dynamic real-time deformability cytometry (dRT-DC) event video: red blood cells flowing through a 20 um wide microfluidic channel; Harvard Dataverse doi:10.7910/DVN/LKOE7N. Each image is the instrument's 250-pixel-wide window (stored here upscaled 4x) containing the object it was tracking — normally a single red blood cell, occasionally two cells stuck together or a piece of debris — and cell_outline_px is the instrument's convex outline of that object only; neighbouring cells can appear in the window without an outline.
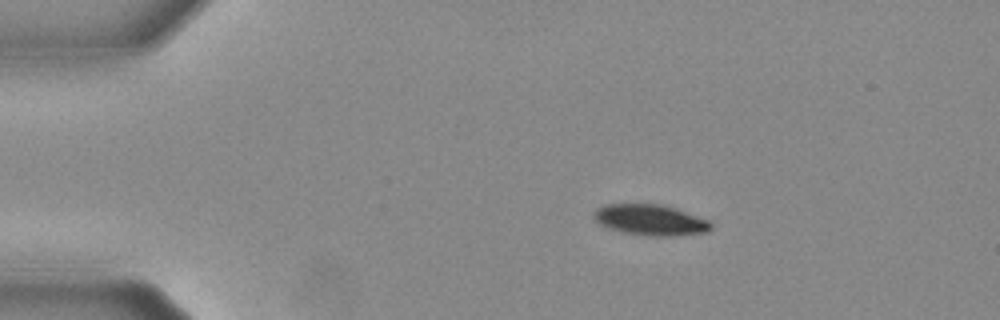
{"species": "Egyptian fruit bat (a non-hibernating species)", "species_latin": "Rousettus aegyptiacus", "temperature_condition": "warm", "stored_images_in_passage": 24, "camera_frame_rate_fps": 3000, "um_per_image_px": 0.085, "animal": {"sex": "female"}, "frame": {"image": 1, "passage_image": 1, "time_ms": 0.0, "image_size_px": [1000, 320], "cell_outline_px": [[712, 228], [708, 232], [668, 236], [648, 236], [624, 232], [600, 224], [592, 216], [596, 208], [604, 204], [664, 204], [676, 208], [708, 220], [712, 224]], "centroid_in_image_um": [55.29, 18.68], "position_along_channel_um": 29.7, "area_um2": 20.98}}
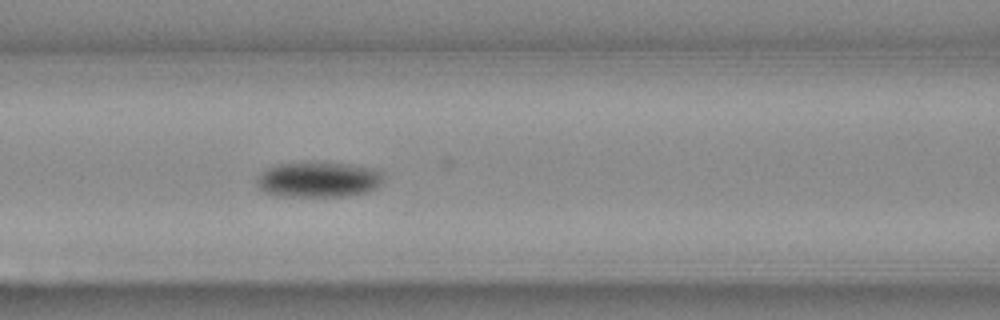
{"frame": {"image": 2, "passage_image": 15, "time_ms": 4.667, "image_size_px": [1000, 320], "cell_outline_px": [[384, 176], [380, 184], [376, 188], [368, 192], [344, 196], [280, 196], [264, 192], [256, 184], [256, 176], [268, 168], [276, 164], [348, 164], [368, 168], [380, 172]], "centroid_in_image_um": [27.04, 15.3], "position_along_channel_um": 139.6, "area_um2": 25.55}}
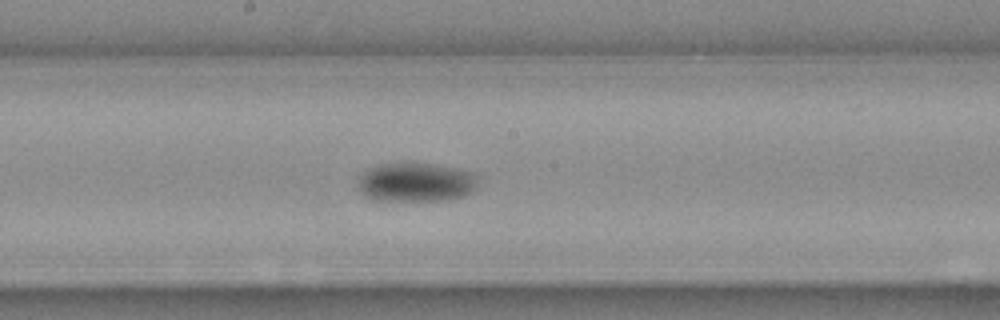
{"frame": {"image": 3, "passage_image": 21, "time_ms": 6.667, "image_size_px": [1000, 320], "cell_outline_px": [[472, 188], [464, 196], [440, 200], [376, 200], [364, 196], [360, 192], [360, 176], [372, 168], [380, 164], [428, 164], [468, 172], [472, 176]], "centroid_in_image_um": [35.23, 15.52], "position_along_channel_um": 213.0, "area_um2": 25.72}}